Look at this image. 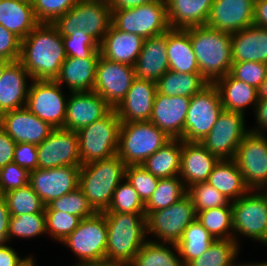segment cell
<instances>
[{
	"instance_id": "obj_1",
	"label": "cell",
	"mask_w": 267,
	"mask_h": 266,
	"mask_svg": "<svg viewBox=\"0 0 267 266\" xmlns=\"http://www.w3.org/2000/svg\"><path fill=\"white\" fill-rule=\"evenodd\" d=\"M67 58L58 29L39 23L23 40L19 62L33 80H55Z\"/></svg>"
},
{
	"instance_id": "obj_2",
	"label": "cell",
	"mask_w": 267,
	"mask_h": 266,
	"mask_svg": "<svg viewBox=\"0 0 267 266\" xmlns=\"http://www.w3.org/2000/svg\"><path fill=\"white\" fill-rule=\"evenodd\" d=\"M190 34L200 74L209 82L230 73L231 34L206 25L185 29Z\"/></svg>"
},
{
	"instance_id": "obj_3",
	"label": "cell",
	"mask_w": 267,
	"mask_h": 266,
	"mask_svg": "<svg viewBox=\"0 0 267 266\" xmlns=\"http://www.w3.org/2000/svg\"><path fill=\"white\" fill-rule=\"evenodd\" d=\"M102 213L108 230L105 260L129 264L148 240L145 213Z\"/></svg>"
},
{
	"instance_id": "obj_4",
	"label": "cell",
	"mask_w": 267,
	"mask_h": 266,
	"mask_svg": "<svg viewBox=\"0 0 267 266\" xmlns=\"http://www.w3.org/2000/svg\"><path fill=\"white\" fill-rule=\"evenodd\" d=\"M125 169L117 155L80 166L78 187L97 213L110 206L115 189L125 179Z\"/></svg>"
},
{
	"instance_id": "obj_5",
	"label": "cell",
	"mask_w": 267,
	"mask_h": 266,
	"mask_svg": "<svg viewBox=\"0 0 267 266\" xmlns=\"http://www.w3.org/2000/svg\"><path fill=\"white\" fill-rule=\"evenodd\" d=\"M233 240L244 247L255 242L261 248L267 242V190L250 189L232 202ZM243 242V243H242Z\"/></svg>"
},
{
	"instance_id": "obj_6",
	"label": "cell",
	"mask_w": 267,
	"mask_h": 266,
	"mask_svg": "<svg viewBox=\"0 0 267 266\" xmlns=\"http://www.w3.org/2000/svg\"><path fill=\"white\" fill-rule=\"evenodd\" d=\"M112 23V11L108 3L78 1L53 25L60 36H91L99 44Z\"/></svg>"
},
{
	"instance_id": "obj_7",
	"label": "cell",
	"mask_w": 267,
	"mask_h": 266,
	"mask_svg": "<svg viewBox=\"0 0 267 266\" xmlns=\"http://www.w3.org/2000/svg\"><path fill=\"white\" fill-rule=\"evenodd\" d=\"M170 138L150 121L121 123L117 156L126 164L141 165Z\"/></svg>"
},
{
	"instance_id": "obj_8",
	"label": "cell",
	"mask_w": 267,
	"mask_h": 266,
	"mask_svg": "<svg viewBox=\"0 0 267 266\" xmlns=\"http://www.w3.org/2000/svg\"><path fill=\"white\" fill-rule=\"evenodd\" d=\"M121 120L112 109L100 120L77 131L81 165L108 159L117 154Z\"/></svg>"
},
{
	"instance_id": "obj_9",
	"label": "cell",
	"mask_w": 267,
	"mask_h": 266,
	"mask_svg": "<svg viewBox=\"0 0 267 266\" xmlns=\"http://www.w3.org/2000/svg\"><path fill=\"white\" fill-rule=\"evenodd\" d=\"M107 237L106 217L103 213H96L82 219L77 228L60 244L76 258L73 265L82 266L105 260Z\"/></svg>"
},
{
	"instance_id": "obj_10",
	"label": "cell",
	"mask_w": 267,
	"mask_h": 266,
	"mask_svg": "<svg viewBox=\"0 0 267 266\" xmlns=\"http://www.w3.org/2000/svg\"><path fill=\"white\" fill-rule=\"evenodd\" d=\"M147 239L155 242L177 243L186 227L196 219V212L188 194L174 204L145 213Z\"/></svg>"
},
{
	"instance_id": "obj_11",
	"label": "cell",
	"mask_w": 267,
	"mask_h": 266,
	"mask_svg": "<svg viewBox=\"0 0 267 266\" xmlns=\"http://www.w3.org/2000/svg\"><path fill=\"white\" fill-rule=\"evenodd\" d=\"M111 11V24L116 29L134 33L144 39L164 34L170 29L165 0L131 9Z\"/></svg>"
},
{
	"instance_id": "obj_12",
	"label": "cell",
	"mask_w": 267,
	"mask_h": 266,
	"mask_svg": "<svg viewBox=\"0 0 267 266\" xmlns=\"http://www.w3.org/2000/svg\"><path fill=\"white\" fill-rule=\"evenodd\" d=\"M223 110L219 91L210 83L190 98L181 139L186 142H202Z\"/></svg>"
},
{
	"instance_id": "obj_13",
	"label": "cell",
	"mask_w": 267,
	"mask_h": 266,
	"mask_svg": "<svg viewBox=\"0 0 267 266\" xmlns=\"http://www.w3.org/2000/svg\"><path fill=\"white\" fill-rule=\"evenodd\" d=\"M55 80H32L25 107L53 128H64L69 91Z\"/></svg>"
},
{
	"instance_id": "obj_14",
	"label": "cell",
	"mask_w": 267,
	"mask_h": 266,
	"mask_svg": "<svg viewBox=\"0 0 267 266\" xmlns=\"http://www.w3.org/2000/svg\"><path fill=\"white\" fill-rule=\"evenodd\" d=\"M247 115L240 112L223 110L216 123L200 142L219 160L234 159L238 146L249 133Z\"/></svg>"
},
{
	"instance_id": "obj_15",
	"label": "cell",
	"mask_w": 267,
	"mask_h": 266,
	"mask_svg": "<svg viewBox=\"0 0 267 266\" xmlns=\"http://www.w3.org/2000/svg\"><path fill=\"white\" fill-rule=\"evenodd\" d=\"M249 189L267 190V134L249 132L234 157Z\"/></svg>"
},
{
	"instance_id": "obj_16",
	"label": "cell",
	"mask_w": 267,
	"mask_h": 266,
	"mask_svg": "<svg viewBox=\"0 0 267 266\" xmlns=\"http://www.w3.org/2000/svg\"><path fill=\"white\" fill-rule=\"evenodd\" d=\"M135 79L134 66L100 56L93 92L101 95L115 109L125 98Z\"/></svg>"
},
{
	"instance_id": "obj_17",
	"label": "cell",
	"mask_w": 267,
	"mask_h": 266,
	"mask_svg": "<svg viewBox=\"0 0 267 266\" xmlns=\"http://www.w3.org/2000/svg\"><path fill=\"white\" fill-rule=\"evenodd\" d=\"M38 168L81 166L79 138L76 131L54 128L49 136L37 145Z\"/></svg>"
},
{
	"instance_id": "obj_18",
	"label": "cell",
	"mask_w": 267,
	"mask_h": 266,
	"mask_svg": "<svg viewBox=\"0 0 267 266\" xmlns=\"http://www.w3.org/2000/svg\"><path fill=\"white\" fill-rule=\"evenodd\" d=\"M80 166L37 168L30 172L29 185L46 206L54 199L75 190L79 185Z\"/></svg>"
},
{
	"instance_id": "obj_19",
	"label": "cell",
	"mask_w": 267,
	"mask_h": 266,
	"mask_svg": "<svg viewBox=\"0 0 267 266\" xmlns=\"http://www.w3.org/2000/svg\"><path fill=\"white\" fill-rule=\"evenodd\" d=\"M113 108L93 91L70 92L64 129L78 131L106 116Z\"/></svg>"
},
{
	"instance_id": "obj_20",
	"label": "cell",
	"mask_w": 267,
	"mask_h": 266,
	"mask_svg": "<svg viewBox=\"0 0 267 266\" xmlns=\"http://www.w3.org/2000/svg\"><path fill=\"white\" fill-rule=\"evenodd\" d=\"M0 127L16 142L41 144L54 129L26 107L0 116Z\"/></svg>"
},
{
	"instance_id": "obj_21",
	"label": "cell",
	"mask_w": 267,
	"mask_h": 266,
	"mask_svg": "<svg viewBox=\"0 0 267 266\" xmlns=\"http://www.w3.org/2000/svg\"><path fill=\"white\" fill-rule=\"evenodd\" d=\"M253 0H213L206 26L235 33L253 25Z\"/></svg>"
},
{
	"instance_id": "obj_22",
	"label": "cell",
	"mask_w": 267,
	"mask_h": 266,
	"mask_svg": "<svg viewBox=\"0 0 267 266\" xmlns=\"http://www.w3.org/2000/svg\"><path fill=\"white\" fill-rule=\"evenodd\" d=\"M190 98L168 96L156 92L150 122L161 129L170 139H181Z\"/></svg>"
},
{
	"instance_id": "obj_23",
	"label": "cell",
	"mask_w": 267,
	"mask_h": 266,
	"mask_svg": "<svg viewBox=\"0 0 267 266\" xmlns=\"http://www.w3.org/2000/svg\"><path fill=\"white\" fill-rule=\"evenodd\" d=\"M156 92L155 81L136 78L125 98L115 108L121 123L149 121Z\"/></svg>"
},
{
	"instance_id": "obj_24",
	"label": "cell",
	"mask_w": 267,
	"mask_h": 266,
	"mask_svg": "<svg viewBox=\"0 0 267 266\" xmlns=\"http://www.w3.org/2000/svg\"><path fill=\"white\" fill-rule=\"evenodd\" d=\"M32 77L19 62H10L0 78V116L24 108Z\"/></svg>"
},
{
	"instance_id": "obj_25",
	"label": "cell",
	"mask_w": 267,
	"mask_h": 266,
	"mask_svg": "<svg viewBox=\"0 0 267 266\" xmlns=\"http://www.w3.org/2000/svg\"><path fill=\"white\" fill-rule=\"evenodd\" d=\"M219 159L200 142L182 140L181 168L179 178L186 188L208 181L214 165Z\"/></svg>"
},
{
	"instance_id": "obj_26",
	"label": "cell",
	"mask_w": 267,
	"mask_h": 266,
	"mask_svg": "<svg viewBox=\"0 0 267 266\" xmlns=\"http://www.w3.org/2000/svg\"><path fill=\"white\" fill-rule=\"evenodd\" d=\"M168 70L167 31L144 39L142 50L134 65L136 78L156 82Z\"/></svg>"
},
{
	"instance_id": "obj_27",
	"label": "cell",
	"mask_w": 267,
	"mask_h": 266,
	"mask_svg": "<svg viewBox=\"0 0 267 266\" xmlns=\"http://www.w3.org/2000/svg\"><path fill=\"white\" fill-rule=\"evenodd\" d=\"M144 38L116 29L112 24L99 44L100 55L108 60L134 66Z\"/></svg>"
},
{
	"instance_id": "obj_28",
	"label": "cell",
	"mask_w": 267,
	"mask_h": 266,
	"mask_svg": "<svg viewBox=\"0 0 267 266\" xmlns=\"http://www.w3.org/2000/svg\"><path fill=\"white\" fill-rule=\"evenodd\" d=\"M220 94L224 110L252 114L259 101L258 89L234 78L230 73L213 83ZM251 113H248L250 112ZM248 111V112H247Z\"/></svg>"
},
{
	"instance_id": "obj_29",
	"label": "cell",
	"mask_w": 267,
	"mask_h": 266,
	"mask_svg": "<svg viewBox=\"0 0 267 266\" xmlns=\"http://www.w3.org/2000/svg\"><path fill=\"white\" fill-rule=\"evenodd\" d=\"M233 62H262L267 64V29L249 26L231 34Z\"/></svg>"
},
{
	"instance_id": "obj_30",
	"label": "cell",
	"mask_w": 267,
	"mask_h": 266,
	"mask_svg": "<svg viewBox=\"0 0 267 266\" xmlns=\"http://www.w3.org/2000/svg\"><path fill=\"white\" fill-rule=\"evenodd\" d=\"M171 29H188L206 25L213 0H165Z\"/></svg>"
},
{
	"instance_id": "obj_31",
	"label": "cell",
	"mask_w": 267,
	"mask_h": 266,
	"mask_svg": "<svg viewBox=\"0 0 267 266\" xmlns=\"http://www.w3.org/2000/svg\"><path fill=\"white\" fill-rule=\"evenodd\" d=\"M99 58L67 57L55 81L69 92L93 91Z\"/></svg>"
},
{
	"instance_id": "obj_32",
	"label": "cell",
	"mask_w": 267,
	"mask_h": 266,
	"mask_svg": "<svg viewBox=\"0 0 267 266\" xmlns=\"http://www.w3.org/2000/svg\"><path fill=\"white\" fill-rule=\"evenodd\" d=\"M32 2L0 0V25L23 40L37 25Z\"/></svg>"
},
{
	"instance_id": "obj_33",
	"label": "cell",
	"mask_w": 267,
	"mask_h": 266,
	"mask_svg": "<svg viewBox=\"0 0 267 266\" xmlns=\"http://www.w3.org/2000/svg\"><path fill=\"white\" fill-rule=\"evenodd\" d=\"M207 182L230 202L238 200L250 190L234 159L219 160L214 165Z\"/></svg>"
},
{
	"instance_id": "obj_34",
	"label": "cell",
	"mask_w": 267,
	"mask_h": 266,
	"mask_svg": "<svg viewBox=\"0 0 267 266\" xmlns=\"http://www.w3.org/2000/svg\"><path fill=\"white\" fill-rule=\"evenodd\" d=\"M167 55L169 70L179 73H200L190 34L185 29L170 28L167 31Z\"/></svg>"
},
{
	"instance_id": "obj_35",
	"label": "cell",
	"mask_w": 267,
	"mask_h": 266,
	"mask_svg": "<svg viewBox=\"0 0 267 266\" xmlns=\"http://www.w3.org/2000/svg\"><path fill=\"white\" fill-rule=\"evenodd\" d=\"M181 154L182 139H170L141 165L159 179L179 176Z\"/></svg>"
},
{
	"instance_id": "obj_36",
	"label": "cell",
	"mask_w": 267,
	"mask_h": 266,
	"mask_svg": "<svg viewBox=\"0 0 267 266\" xmlns=\"http://www.w3.org/2000/svg\"><path fill=\"white\" fill-rule=\"evenodd\" d=\"M210 83L200 73H179L168 70L156 81L157 92L168 96L191 98Z\"/></svg>"
},
{
	"instance_id": "obj_37",
	"label": "cell",
	"mask_w": 267,
	"mask_h": 266,
	"mask_svg": "<svg viewBox=\"0 0 267 266\" xmlns=\"http://www.w3.org/2000/svg\"><path fill=\"white\" fill-rule=\"evenodd\" d=\"M130 266H184L175 243H163L147 240Z\"/></svg>"
},
{
	"instance_id": "obj_38",
	"label": "cell",
	"mask_w": 267,
	"mask_h": 266,
	"mask_svg": "<svg viewBox=\"0 0 267 266\" xmlns=\"http://www.w3.org/2000/svg\"><path fill=\"white\" fill-rule=\"evenodd\" d=\"M215 241V238L195 219L184 230L176 243L184 266L203 254Z\"/></svg>"
},
{
	"instance_id": "obj_39",
	"label": "cell",
	"mask_w": 267,
	"mask_h": 266,
	"mask_svg": "<svg viewBox=\"0 0 267 266\" xmlns=\"http://www.w3.org/2000/svg\"><path fill=\"white\" fill-rule=\"evenodd\" d=\"M242 250L234 240H215L203 254L187 266H238Z\"/></svg>"
},
{
	"instance_id": "obj_40",
	"label": "cell",
	"mask_w": 267,
	"mask_h": 266,
	"mask_svg": "<svg viewBox=\"0 0 267 266\" xmlns=\"http://www.w3.org/2000/svg\"><path fill=\"white\" fill-rule=\"evenodd\" d=\"M196 219L215 240H233L232 205L198 211Z\"/></svg>"
},
{
	"instance_id": "obj_41",
	"label": "cell",
	"mask_w": 267,
	"mask_h": 266,
	"mask_svg": "<svg viewBox=\"0 0 267 266\" xmlns=\"http://www.w3.org/2000/svg\"><path fill=\"white\" fill-rule=\"evenodd\" d=\"M47 238L45 213L10 215L7 242ZM45 236V237H44ZM20 239V240H19Z\"/></svg>"
},
{
	"instance_id": "obj_42",
	"label": "cell",
	"mask_w": 267,
	"mask_h": 266,
	"mask_svg": "<svg viewBox=\"0 0 267 266\" xmlns=\"http://www.w3.org/2000/svg\"><path fill=\"white\" fill-rule=\"evenodd\" d=\"M187 194V188L179 176L159 179L156 189L145 203V213L164 209Z\"/></svg>"
},
{
	"instance_id": "obj_43",
	"label": "cell",
	"mask_w": 267,
	"mask_h": 266,
	"mask_svg": "<svg viewBox=\"0 0 267 266\" xmlns=\"http://www.w3.org/2000/svg\"><path fill=\"white\" fill-rule=\"evenodd\" d=\"M3 197L12 216L45 213V205L29 184L4 193Z\"/></svg>"
},
{
	"instance_id": "obj_44",
	"label": "cell",
	"mask_w": 267,
	"mask_h": 266,
	"mask_svg": "<svg viewBox=\"0 0 267 266\" xmlns=\"http://www.w3.org/2000/svg\"><path fill=\"white\" fill-rule=\"evenodd\" d=\"M45 210L67 212L81 219L92 217L97 213L79 187L58 199L52 200L45 206Z\"/></svg>"
},
{
	"instance_id": "obj_45",
	"label": "cell",
	"mask_w": 267,
	"mask_h": 266,
	"mask_svg": "<svg viewBox=\"0 0 267 266\" xmlns=\"http://www.w3.org/2000/svg\"><path fill=\"white\" fill-rule=\"evenodd\" d=\"M46 234L54 243H61L69 236L82 220L78 216L58 210H45Z\"/></svg>"
},
{
	"instance_id": "obj_46",
	"label": "cell",
	"mask_w": 267,
	"mask_h": 266,
	"mask_svg": "<svg viewBox=\"0 0 267 266\" xmlns=\"http://www.w3.org/2000/svg\"><path fill=\"white\" fill-rule=\"evenodd\" d=\"M104 212L145 213V203L125 178L115 189L111 204Z\"/></svg>"
},
{
	"instance_id": "obj_47",
	"label": "cell",
	"mask_w": 267,
	"mask_h": 266,
	"mask_svg": "<svg viewBox=\"0 0 267 266\" xmlns=\"http://www.w3.org/2000/svg\"><path fill=\"white\" fill-rule=\"evenodd\" d=\"M187 194L192 200L195 212L232 205V202L207 181L189 186Z\"/></svg>"
},
{
	"instance_id": "obj_48",
	"label": "cell",
	"mask_w": 267,
	"mask_h": 266,
	"mask_svg": "<svg viewBox=\"0 0 267 266\" xmlns=\"http://www.w3.org/2000/svg\"><path fill=\"white\" fill-rule=\"evenodd\" d=\"M125 178L146 203L156 189L159 178L153 176L142 165L126 166Z\"/></svg>"
},
{
	"instance_id": "obj_49",
	"label": "cell",
	"mask_w": 267,
	"mask_h": 266,
	"mask_svg": "<svg viewBox=\"0 0 267 266\" xmlns=\"http://www.w3.org/2000/svg\"><path fill=\"white\" fill-rule=\"evenodd\" d=\"M78 0H33V10L39 23L53 24L73 8Z\"/></svg>"
},
{
	"instance_id": "obj_50",
	"label": "cell",
	"mask_w": 267,
	"mask_h": 266,
	"mask_svg": "<svg viewBox=\"0 0 267 266\" xmlns=\"http://www.w3.org/2000/svg\"><path fill=\"white\" fill-rule=\"evenodd\" d=\"M67 57L100 58L99 43L91 36L62 37Z\"/></svg>"
},
{
	"instance_id": "obj_51",
	"label": "cell",
	"mask_w": 267,
	"mask_h": 266,
	"mask_svg": "<svg viewBox=\"0 0 267 266\" xmlns=\"http://www.w3.org/2000/svg\"><path fill=\"white\" fill-rule=\"evenodd\" d=\"M230 74L241 81L259 89L267 75V64L262 62H233Z\"/></svg>"
},
{
	"instance_id": "obj_52",
	"label": "cell",
	"mask_w": 267,
	"mask_h": 266,
	"mask_svg": "<svg viewBox=\"0 0 267 266\" xmlns=\"http://www.w3.org/2000/svg\"><path fill=\"white\" fill-rule=\"evenodd\" d=\"M30 172L12 162L0 168V191L2 194L29 184Z\"/></svg>"
},
{
	"instance_id": "obj_53",
	"label": "cell",
	"mask_w": 267,
	"mask_h": 266,
	"mask_svg": "<svg viewBox=\"0 0 267 266\" xmlns=\"http://www.w3.org/2000/svg\"><path fill=\"white\" fill-rule=\"evenodd\" d=\"M21 39L0 25V58L9 62L19 61Z\"/></svg>"
},
{
	"instance_id": "obj_54",
	"label": "cell",
	"mask_w": 267,
	"mask_h": 266,
	"mask_svg": "<svg viewBox=\"0 0 267 266\" xmlns=\"http://www.w3.org/2000/svg\"><path fill=\"white\" fill-rule=\"evenodd\" d=\"M13 162L29 172L36 170L38 168L37 145L16 143Z\"/></svg>"
},
{
	"instance_id": "obj_55",
	"label": "cell",
	"mask_w": 267,
	"mask_h": 266,
	"mask_svg": "<svg viewBox=\"0 0 267 266\" xmlns=\"http://www.w3.org/2000/svg\"><path fill=\"white\" fill-rule=\"evenodd\" d=\"M13 243H4L0 245V266H20L30 255L22 254L12 246Z\"/></svg>"
},
{
	"instance_id": "obj_56",
	"label": "cell",
	"mask_w": 267,
	"mask_h": 266,
	"mask_svg": "<svg viewBox=\"0 0 267 266\" xmlns=\"http://www.w3.org/2000/svg\"><path fill=\"white\" fill-rule=\"evenodd\" d=\"M254 125L251 121L249 132L267 134V99L259 100L256 104L253 113ZM251 124L253 126H251Z\"/></svg>"
},
{
	"instance_id": "obj_57",
	"label": "cell",
	"mask_w": 267,
	"mask_h": 266,
	"mask_svg": "<svg viewBox=\"0 0 267 266\" xmlns=\"http://www.w3.org/2000/svg\"><path fill=\"white\" fill-rule=\"evenodd\" d=\"M16 142L0 127V168L13 162Z\"/></svg>"
},
{
	"instance_id": "obj_58",
	"label": "cell",
	"mask_w": 267,
	"mask_h": 266,
	"mask_svg": "<svg viewBox=\"0 0 267 266\" xmlns=\"http://www.w3.org/2000/svg\"><path fill=\"white\" fill-rule=\"evenodd\" d=\"M10 213L4 197H0V245L7 242Z\"/></svg>"
},
{
	"instance_id": "obj_59",
	"label": "cell",
	"mask_w": 267,
	"mask_h": 266,
	"mask_svg": "<svg viewBox=\"0 0 267 266\" xmlns=\"http://www.w3.org/2000/svg\"><path fill=\"white\" fill-rule=\"evenodd\" d=\"M253 25L267 29V0H256L254 2Z\"/></svg>"
},
{
	"instance_id": "obj_60",
	"label": "cell",
	"mask_w": 267,
	"mask_h": 266,
	"mask_svg": "<svg viewBox=\"0 0 267 266\" xmlns=\"http://www.w3.org/2000/svg\"><path fill=\"white\" fill-rule=\"evenodd\" d=\"M159 1L161 0H109L108 5L110 10H125Z\"/></svg>"
},
{
	"instance_id": "obj_61",
	"label": "cell",
	"mask_w": 267,
	"mask_h": 266,
	"mask_svg": "<svg viewBox=\"0 0 267 266\" xmlns=\"http://www.w3.org/2000/svg\"><path fill=\"white\" fill-rule=\"evenodd\" d=\"M82 266H130V265L123 262L103 260V261L88 263Z\"/></svg>"
},
{
	"instance_id": "obj_62",
	"label": "cell",
	"mask_w": 267,
	"mask_h": 266,
	"mask_svg": "<svg viewBox=\"0 0 267 266\" xmlns=\"http://www.w3.org/2000/svg\"><path fill=\"white\" fill-rule=\"evenodd\" d=\"M258 98L259 100L267 99V75L258 89Z\"/></svg>"
},
{
	"instance_id": "obj_63",
	"label": "cell",
	"mask_w": 267,
	"mask_h": 266,
	"mask_svg": "<svg viewBox=\"0 0 267 266\" xmlns=\"http://www.w3.org/2000/svg\"><path fill=\"white\" fill-rule=\"evenodd\" d=\"M239 265L240 266H267V260L263 259L261 261H253L252 259V261L251 260L246 261L245 259V261L244 260L240 261Z\"/></svg>"
},
{
	"instance_id": "obj_64",
	"label": "cell",
	"mask_w": 267,
	"mask_h": 266,
	"mask_svg": "<svg viewBox=\"0 0 267 266\" xmlns=\"http://www.w3.org/2000/svg\"><path fill=\"white\" fill-rule=\"evenodd\" d=\"M35 258L37 257L31 252L29 257L20 266H38Z\"/></svg>"
},
{
	"instance_id": "obj_65",
	"label": "cell",
	"mask_w": 267,
	"mask_h": 266,
	"mask_svg": "<svg viewBox=\"0 0 267 266\" xmlns=\"http://www.w3.org/2000/svg\"><path fill=\"white\" fill-rule=\"evenodd\" d=\"M9 63H10L9 61L0 58V78L2 77V74H3V71H4L5 67H6Z\"/></svg>"
},
{
	"instance_id": "obj_66",
	"label": "cell",
	"mask_w": 267,
	"mask_h": 266,
	"mask_svg": "<svg viewBox=\"0 0 267 266\" xmlns=\"http://www.w3.org/2000/svg\"><path fill=\"white\" fill-rule=\"evenodd\" d=\"M78 1H92V2H103V3L109 2V0H78Z\"/></svg>"
}]
</instances>
